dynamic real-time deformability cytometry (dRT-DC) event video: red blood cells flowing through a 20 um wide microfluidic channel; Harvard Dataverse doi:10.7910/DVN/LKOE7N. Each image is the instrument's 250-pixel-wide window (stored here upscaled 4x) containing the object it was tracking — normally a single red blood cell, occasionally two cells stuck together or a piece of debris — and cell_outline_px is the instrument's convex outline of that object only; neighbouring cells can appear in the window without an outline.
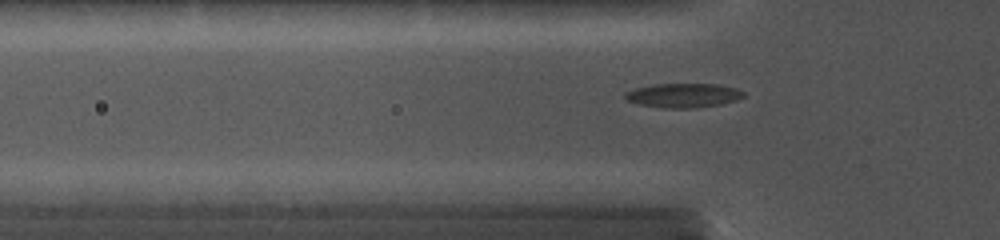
{"species": "common noctule bat (a hibernating species)", "species_latin": "Nyctalus noctula", "temperature_condition": "cold", "stored_images_in_passage": 28, "camera_frame_rate_fps": 5000, "um_per_image_px": 0.085, "animal": {"sex": "female", "body_mass_g": 19.0, "forearm_length_mm": 56.7}, "frame": {"image": 1, "passage_image": 3, "time_ms": 1.0, "image_size_px": [1000, 240], "cell_outline_px": [[744, 96], [720, 104], [688, 108], [672, 108], [644, 104], [628, 100], [624, 96], [628, 92], [636, 88], [652, 84], [716, 84], [736, 88], [744, 92]], "centroid_in_image_um": [58.11, 8.08], "position_along_channel_um": 67.7, "area_um2": 16.07}}
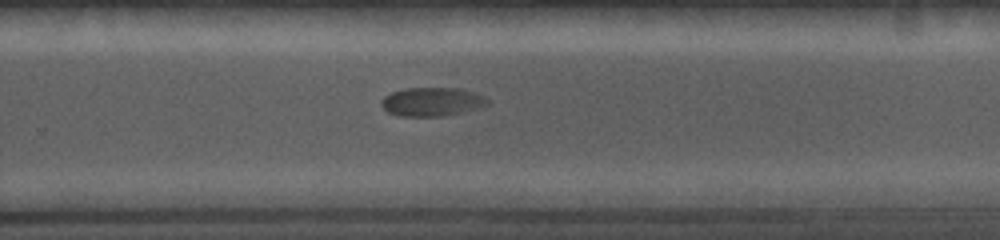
{"frame": {"image": 2, "passage_image": 16, "time_ms": 6.8, "image_size_px": [1000, 240], "cell_outline_px": [[488, 104], [464, 112], [444, 116], [400, 116], [388, 112], [380, 104], [380, 100], [384, 96], [392, 92], [404, 88], [456, 88], [472, 92], [484, 96], [488, 100]], "centroid_in_image_um": [36.67, 8.65], "position_along_channel_um": 293.1, "area_um2": 17.69}}
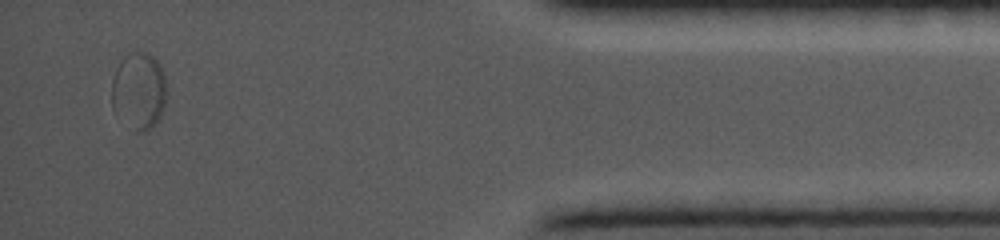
{"frame": {"image": 3, "passage_image": 26, "time_ms": 11.2, "image_size_px": [1000, 240], "cell_outline_px": [[164, 104], [160, 116], [144, 132], [136, 132], [112, 108], [112, 80], [116, 68], [124, 56], [128, 52], [148, 52], [160, 64], [164, 76]], "centroid_in_image_um": [11.77, 7.67], "position_along_channel_um": 423.4, "area_um2": 24.1}}